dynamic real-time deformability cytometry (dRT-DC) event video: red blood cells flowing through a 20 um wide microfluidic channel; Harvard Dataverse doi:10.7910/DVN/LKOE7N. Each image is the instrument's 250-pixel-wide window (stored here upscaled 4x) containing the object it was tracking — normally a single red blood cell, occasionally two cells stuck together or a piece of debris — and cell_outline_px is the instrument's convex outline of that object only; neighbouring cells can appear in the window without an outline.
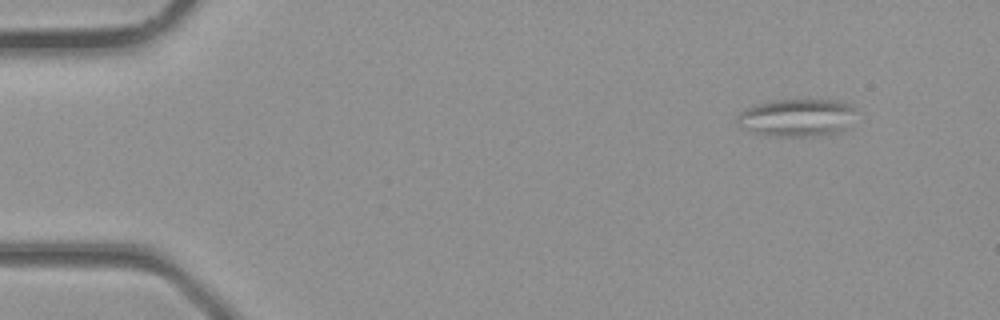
{"species": "common noctule bat (a hibernating species)", "species_latin": "Nyctalus noctula", "temperature_condition": "room temperature", "stored_images_in_passage": 3, "camera_frame_rate_fps": 3000, "um_per_image_px": 0.085, "animal": {"sex": "male", "body_mass_g": 23.1, "forearm_length_mm": 52.7}, "frame": {"image": 1, "passage_image": 1, "time_ms": 0.0, "image_size_px": [1000, 320], "cell_outline_px": [[856, 108], [844, 128], [836, 132], [812, 136], [776, 136], [752, 132], [740, 128], [736, 120], [736, 116], [740, 112], [756, 104], [768, 100], [836, 100], [852, 104]], "centroid_in_image_um": [67.66, 9.98], "position_along_channel_um": 17.3, "area_um2": 25.84}}